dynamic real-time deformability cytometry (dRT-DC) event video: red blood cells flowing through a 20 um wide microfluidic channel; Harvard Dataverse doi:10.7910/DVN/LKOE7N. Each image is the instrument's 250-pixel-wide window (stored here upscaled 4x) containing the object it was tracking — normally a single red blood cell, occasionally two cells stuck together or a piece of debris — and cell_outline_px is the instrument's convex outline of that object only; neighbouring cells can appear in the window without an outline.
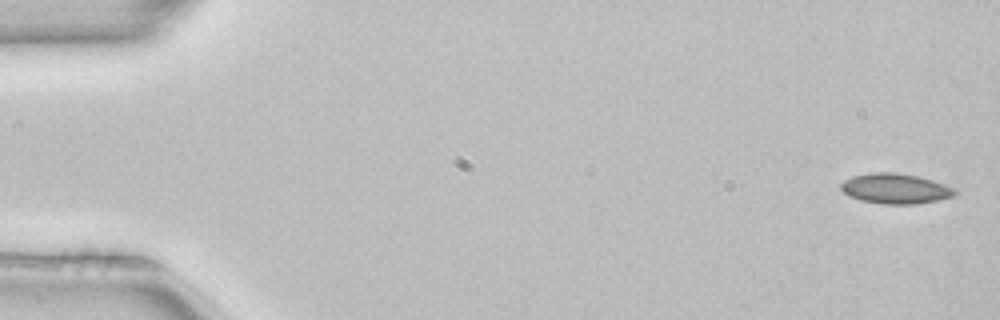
{"species": "common noctule bat (a hibernating species)", "species_latin": "Nyctalus noctula", "temperature_condition": "room temperature", "stored_images_in_passage": 6, "camera_frame_rate_fps": 3000, "um_per_image_px": 0.085, "animal": {"sex": "female", "body_mass_g": 22.7, "forearm_length_mm": 54.2}, "frame": {"image": 1, "passage_image": 1, "time_ms": 0.0, "image_size_px": [1000, 320], "cell_outline_px": [[956, 196], [936, 200], [912, 204], [884, 204], [860, 200], [844, 192], [840, 188], [840, 184], [844, 180], [852, 176], [868, 172], [892, 172], [920, 176], [956, 188]], "centroid_in_image_um": [76.11, 16.01], "position_along_channel_um": 8.9, "area_um2": 20.06}}
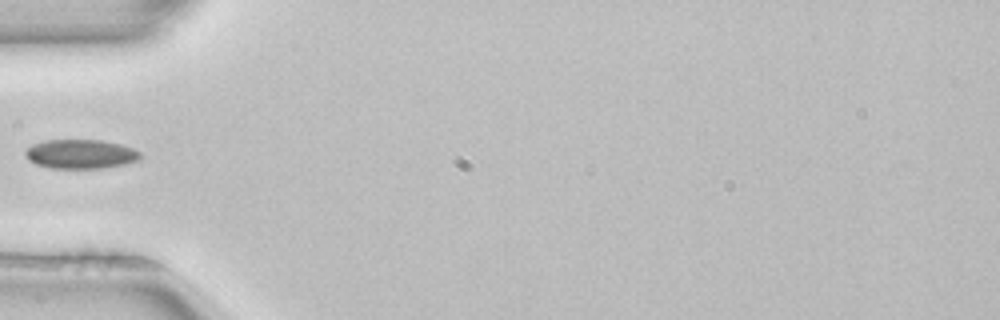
{"frame": {"image": 2, "passage_image": 5, "time_ms": 1.333, "image_size_px": [1000, 320], "cell_outline_px": [[140, 156], [136, 160], [124, 164], [100, 168], [52, 168], [36, 164], [28, 160], [24, 152], [32, 144], [44, 140], [100, 140], [120, 144], [132, 148], [140, 152]], "centroid_in_image_um": [6.81, 13.09], "position_along_channel_um": 78.2, "area_um2": 19.36}}